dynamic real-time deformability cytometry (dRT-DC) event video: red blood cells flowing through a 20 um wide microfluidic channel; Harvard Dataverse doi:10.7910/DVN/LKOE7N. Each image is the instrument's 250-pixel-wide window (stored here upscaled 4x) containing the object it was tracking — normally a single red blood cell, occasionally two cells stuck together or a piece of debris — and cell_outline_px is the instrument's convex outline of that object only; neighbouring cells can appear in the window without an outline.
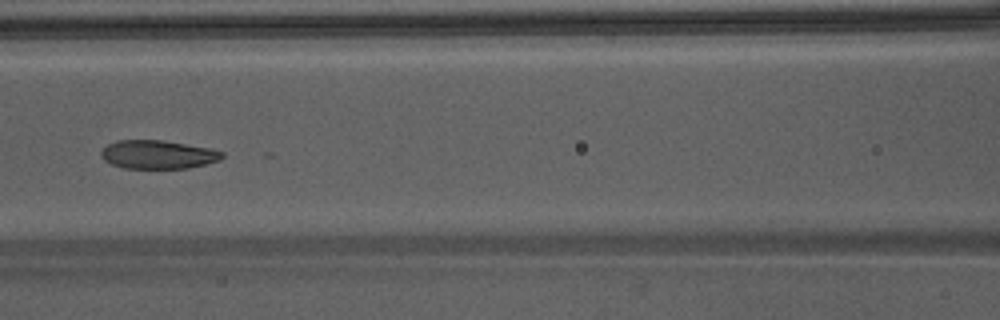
{"species": "Egyptian fruit bat (a non-hibernating species)", "species_latin": "Rousettus aegyptiacus", "temperature_condition": "warm", "stored_images_in_passage": 38, "camera_frame_rate_fps": 3000, "um_per_image_px": 0.085, "animal": {"sex": "male"}, "frame": {"image": 1, "passage_image": 13, "time_ms": 4.0, "image_size_px": [1000, 320], "cell_outline_px": [[224, 156], [220, 160], [188, 168], [124, 168], [112, 164], [104, 160], [100, 156], [100, 152], [108, 144], [116, 140], [160, 140], [212, 148], [224, 152]], "centroid_in_image_um": [13.42, 13.13], "position_along_channel_um": 153.2, "area_um2": 20.11}}
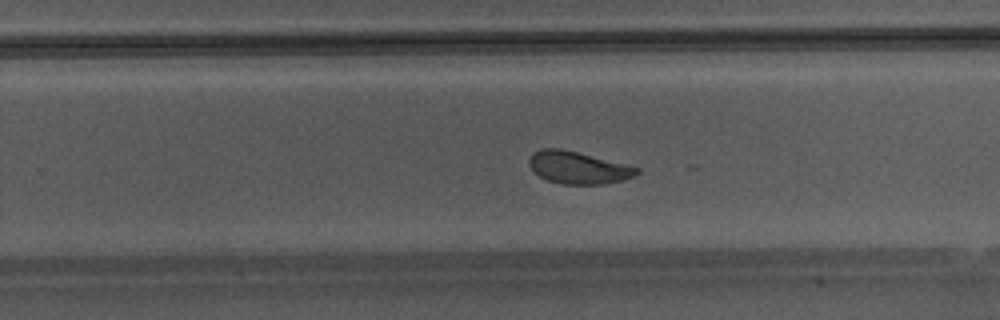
{"frame": {"image": 2, "passage_image": 22, "time_ms": 7.0, "image_size_px": [1000, 320], "cell_outline_px": [[640, 172], [624, 180], [604, 184], [560, 184], [548, 180], [540, 176], [528, 164], [528, 160], [532, 152], [540, 148], [560, 148], [640, 168]], "centroid_in_image_um": [49.11, 14.25], "position_along_channel_um": 280.7, "area_um2": 20.06}}
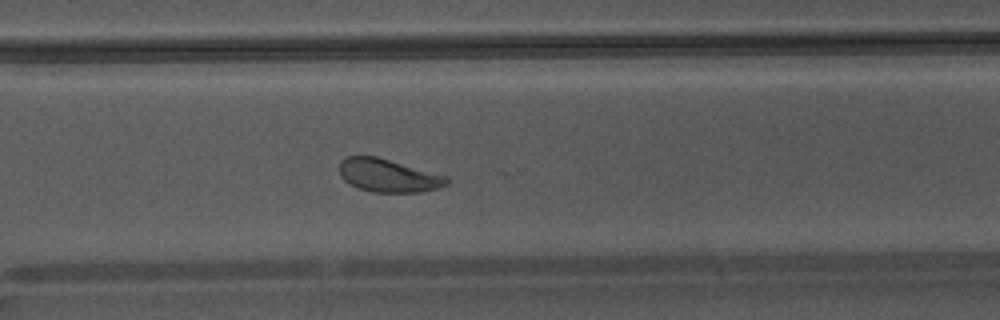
{"frame": {"image": 3, "passage_image": 26, "time_ms": 8.333, "image_size_px": [1000, 320], "cell_outline_px": [[448, 184], [436, 188], [420, 192], [372, 192], [348, 184], [340, 176], [340, 160], [348, 156], [376, 156], [448, 176]], "centroid_in_image_um": [32.99, 14.92], "position_along_channel_um": 337.6, "area_um2": 20.63}, "authors_computed_cell_mechanics": {"area_um2": 21.5305, "velocity_mm_per_s": 4.2662, "shape_relaxation_time_tau1_ms": null, "shape_relaxation_time_tau2_ms": 1.8265, "deformation_change_tau1": null, "deformation_change_tau2": 0.0827}}